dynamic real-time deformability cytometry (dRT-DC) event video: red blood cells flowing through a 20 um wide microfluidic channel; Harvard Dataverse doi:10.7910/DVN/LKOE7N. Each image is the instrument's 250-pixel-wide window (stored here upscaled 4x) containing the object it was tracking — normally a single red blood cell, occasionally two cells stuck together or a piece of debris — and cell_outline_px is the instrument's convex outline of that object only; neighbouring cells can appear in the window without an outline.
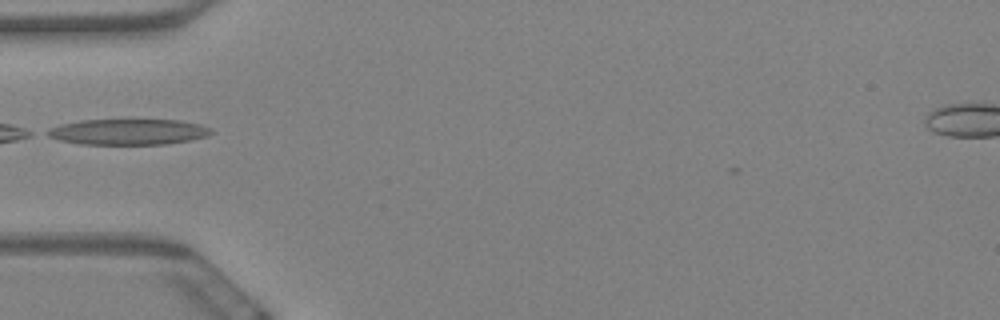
{"species": "Egyptian fruit bat (a non-hibernating species)", "species_latin": "Rousettus aegyptiacus", "temperature_condition": "warm", "stored_images_in_passage": 28, "camera_frame_rate_fps": 3000, "um_per_image_px": 0.085, "animal": {"sex": "female"}, "frame": {"image": 1, "passage_image": 1, "time_ms": 0.0, "image_size_px": [1000, 320], "cell_outline_px": [[212, 132], [208, 136], [192, 140], [168, 144], [80, 144], [60, 140], [48, 136], [40, 132], [48, 128], [60, 124], [80, 120], [180, 120], [200, 124], [212, 128]], "centroid_in_image_um": [10.87, 11.21], "position_along_channel_um": 74.1, "area_um2": 24.91}}